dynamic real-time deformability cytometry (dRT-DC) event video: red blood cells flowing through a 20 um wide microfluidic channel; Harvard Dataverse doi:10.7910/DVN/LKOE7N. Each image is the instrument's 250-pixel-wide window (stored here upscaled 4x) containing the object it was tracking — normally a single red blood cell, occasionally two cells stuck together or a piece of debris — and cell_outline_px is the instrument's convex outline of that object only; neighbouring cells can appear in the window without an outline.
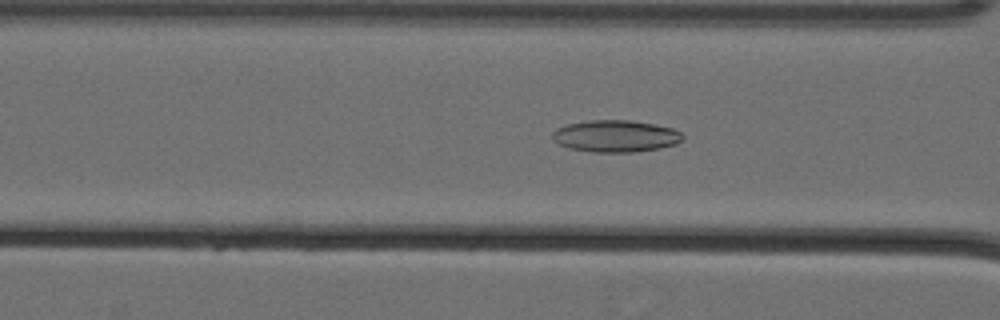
{"species": "Egyptian fruit bat (a non-hibernating species)", "species_latin": "Rousettus aegyptiacus", "temperature_condition": "cold", "stored_images_in_passage": 59, "camera_frame_rate_fps": 3000, "um_per_image_px": 0.085, "animal": {"sex": "female"}, "frame": {"image": 1, "passage_image": 26, "time_ms": 8.333, "image_size_px": [1000, 320], "cell_outline_px": [[684, 136], [676, 144], [660, 148], [632, 152], [592, 152], [568, 148], [552, 140], [552, 132], [556, 128], [568, 124], [588, 120], [632, 120], [656, 124], [672, 128], [680, 132]], "centroid_in_image_um": [52.31, 11.56], "position_along_channel_um": 114.3, "area_um2": 24.33}}
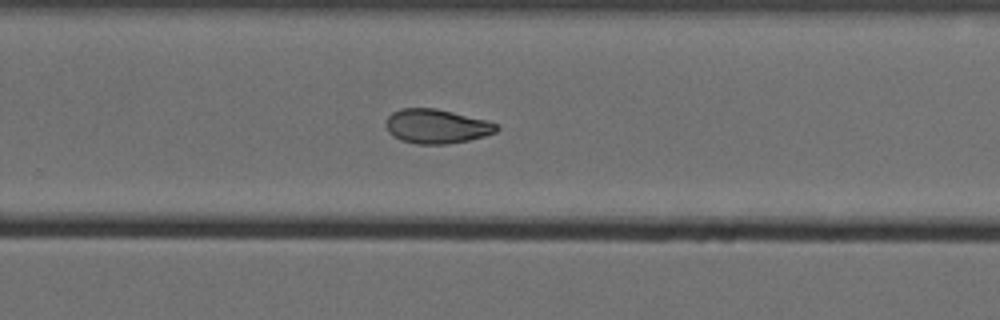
{"frame": {"image": 2, "passage_image": 41, "time_ms": 13.333, "image_size_px": [1000, 320], "cell_outline_px": [[500, 128], [496, 132], [484, 136], [468, 140], [448, 144], [416, 144], [400, 140], [392, 136], [388, 132], [384, 124], [388, 116], [392, 112], [400, 108], [436, 108], [488, 120], [496, 124]], "centroid_in_image_um": [37.08, 10.73], "position_along_channel_um": 292.7, "area_um2": 22.37}}
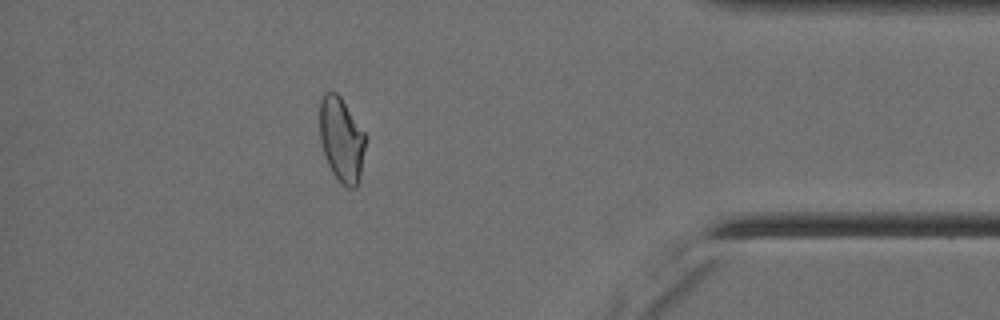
{"frame": {"image": 3, "passage_image": 53, "time_ms": 17.333, "image_size_px": [1000, 320], "cell_outline_px": [[364, 148], [360, 180], [356, 188], [348, 188], [340, 184], [332, 172], [324, 156], [320, 140], [320, 100], [324, 92], [336, 92], [340, 96], [364, 132]], "centroid_in_image_um": [29.01, 11.9], "position_along_channel_um": 406.2, "area_um2": 22.48}, "authors_computed_cell_mechanics": {"area_um2": 24.3338, "velocity_mm_per_s": 3.5763, "shape_relaxation_time_tau1_ms": 8.7221, "shape_relaxation_time_tau2_ms": 4.6487, "deformation_change_tau1": 0.1815, "deformation_change_tau2": 0.1}}